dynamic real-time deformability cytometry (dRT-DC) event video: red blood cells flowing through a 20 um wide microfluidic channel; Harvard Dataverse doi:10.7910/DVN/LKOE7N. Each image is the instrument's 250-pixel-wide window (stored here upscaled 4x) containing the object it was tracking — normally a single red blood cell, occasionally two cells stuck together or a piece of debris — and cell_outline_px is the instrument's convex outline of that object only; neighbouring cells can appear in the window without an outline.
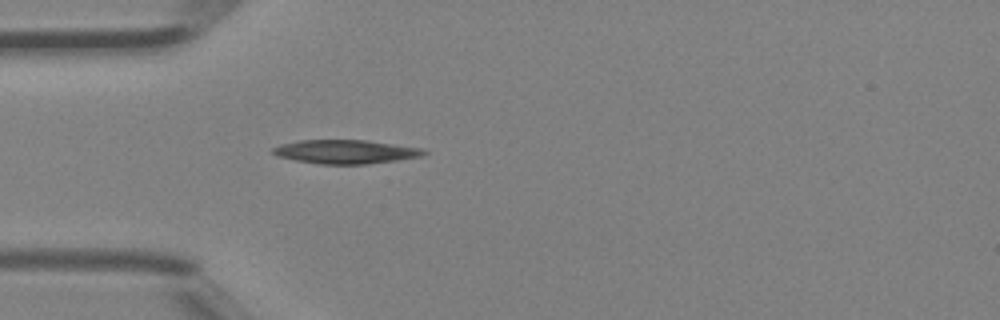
{"species": "Egyptian fruit bat (a non-hibernating species)", "species_latin": "Rousettus aegyptiacus", "temperature_condition": "room temperature", "stored_images_in_passage": 4, "camera_frame_rate_fps": 3000, "um_per_image_px": 0.085, "animal": {"sex": "female"}, "frame": {"image": 1, "passage_image": 4, "time_ms": 1.0, "image_size_px": [1000, 320], "cell_outline_px": [[428, 152], [420, 156], [396, 160], [368, 164], [320, 164], [296, 160], [276, 156], [272, 152], [272, 148], [280, 144], [300, 140], [364, 140], [420, 148]], "centroid_in_image_um": [29.31, 12.9], "position_along_channel_um": 55.7, "area_um2": 20.69}}